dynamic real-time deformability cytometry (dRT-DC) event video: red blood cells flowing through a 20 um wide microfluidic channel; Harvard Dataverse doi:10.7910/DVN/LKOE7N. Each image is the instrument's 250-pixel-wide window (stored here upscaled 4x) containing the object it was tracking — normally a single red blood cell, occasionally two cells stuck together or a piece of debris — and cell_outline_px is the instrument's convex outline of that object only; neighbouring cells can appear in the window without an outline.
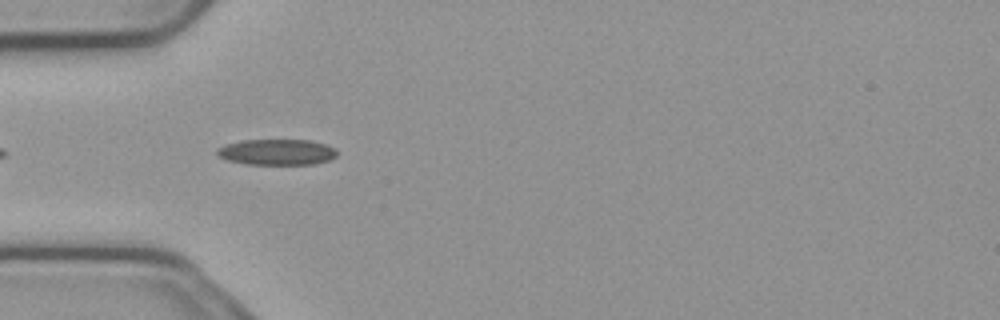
{"species": "common noctule bat (a hibernating species)", "species_latin": "Nyctalus noctula", "temperature_condition": "cold", "stored_images_in_passage": 9, "camera_frame_rate_fps": 3000, "um_per_image_px": 0.085, "animal": {"sex": "male", "body_mass_g": 23.1, "forearm_length_mm": 52.7}, "frame": {"image": 1, "passage_image": 3, "time_ms": 0.667, "image_size_px": [1000, 320], "cell_outline_px": [[336, 156], [328, 160], [312, 164], [244, 164], [228, 160], [220, 156], [216, 152], [220, 148], [228, 144], [244, 140], [308, 140], [324, 144], [336, 148]], "centroid_in_image_um": [23.56, 12.93], "position_along_channel_um": 61.4, "area_um2": 17.74}}